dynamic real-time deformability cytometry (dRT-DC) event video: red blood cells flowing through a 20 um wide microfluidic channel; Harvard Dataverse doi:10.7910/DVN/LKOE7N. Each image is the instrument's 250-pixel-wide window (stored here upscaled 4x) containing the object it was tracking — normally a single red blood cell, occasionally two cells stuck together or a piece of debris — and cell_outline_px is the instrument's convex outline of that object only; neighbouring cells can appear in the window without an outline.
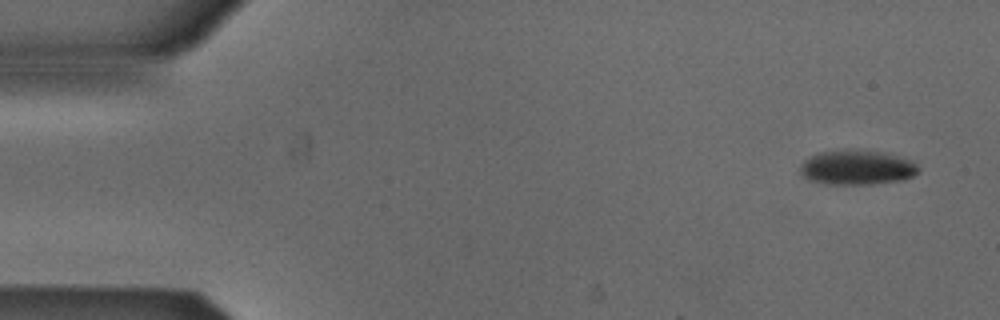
{"species": "Egyptian fruit bat (a non-hibernating species)", "species_latin": "Rousettus aegyptiacus", "temperature_condition": "cold", "stored_images_in_passage": 6, "camera_frame_rate_fps": 3000, "um_per_image_px": 0.085, "animal": {"sex": "male"}, "frame": {"image": 1, "passage_image": 1, "time_ms": 0.0, "image_size_px": [1000, 320], "cell_outline_px": [[920, 172], [912, 176], [900, 180], [872, 184], [824, 184], [812, 180], [804, 176], [800, 172], [800, 164], [804, 160], [820, 152], [884, 152], [912, 160], [920, 168]], "centroid_in_image_um": [72.88, 14.27], "position_along_channel_um": 12.1, "area_um2": 23.18}}
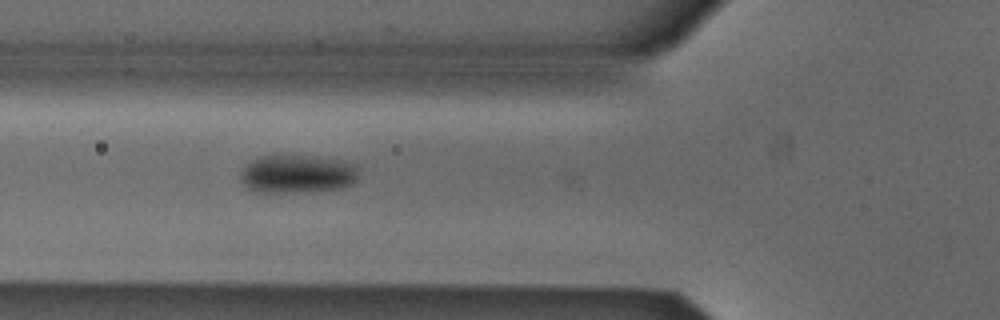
{"frame": {"image": 2, "passage_image": 5, "time_ms": 1.333, "image_size_px": [1000, 320], "cell_outline_px": [[360, 168], [356, 180], [352, 184], [340, 188], [308, 192], [256, 192], [248, 188], [244, 184], [240, 176], [244, 168], [252, 160], [260, 156], [316, 156], [340, 160], [356, 164]], "centroid_in_image_um": [25.33, 14.79], "position_along_channel_um": 100.5, "area_um2": 26.41}}
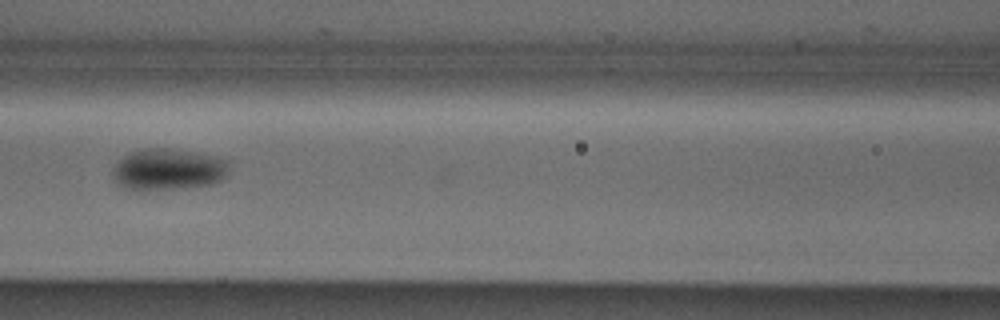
{"frame": {"image": 3, "passage_image": 6, "time_ms": 1.667, "image_size_px": [1000, 320], "cell_outline_px": [[228, 168], [224, 176], [220, 180], [212, 184], [184, 188], [140, 192], [124, 188], [116, 184], [112, 172], [112, 168], [128, 152], [148, 148], [172, 148], [196, 152], [216, 156], [228, 160]], "centroid_in_image_um": [14.25, 14.42], "position_along_channel_um": 152.4, "area_um2": 28.73}}